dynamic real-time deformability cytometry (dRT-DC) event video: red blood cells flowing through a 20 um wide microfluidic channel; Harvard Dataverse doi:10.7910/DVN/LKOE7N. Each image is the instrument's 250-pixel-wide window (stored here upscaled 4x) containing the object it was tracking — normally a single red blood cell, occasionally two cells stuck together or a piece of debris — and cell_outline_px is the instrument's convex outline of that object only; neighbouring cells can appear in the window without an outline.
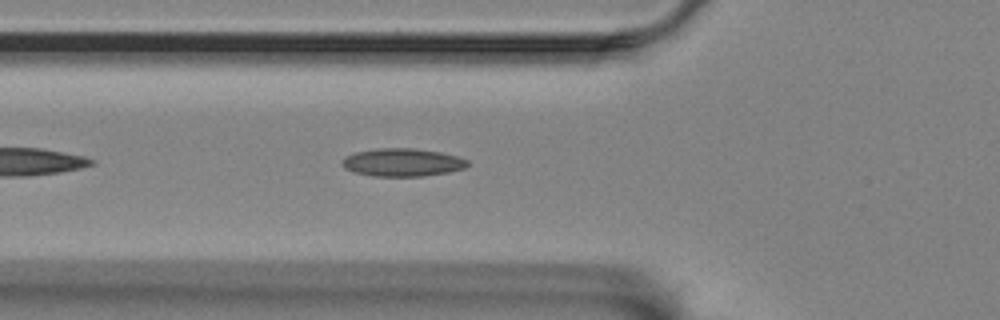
{"species": "Egyptian fruit bat (a non-hibernating species)", "species_latin": "Rousettus aegyptiacus", "temperature_condition": "room temperature", "stored_images_in_passage": 37, "camera_frame_rate_fps": 3000, "um_per_image_px": 0.085, "animal": {"sex": "female"}, "frame": {"image": 1, "passage_image": 6, "time_ms": 1.667, "image_size_px": [1000, 320], "cell_outline_px": [[468, 164], [464, 168], [448, 172], [424, 176], [372, 176], [356, 172], [344, 168], [344, 156], [356, 152], [376, 148], [416, 148], [440, 152], [456, 156], [468, 160]], "centroid_in_image_um": [34.22, 13.79], "position_along_channel_um": 91.6, "area_um2": 20.29}}
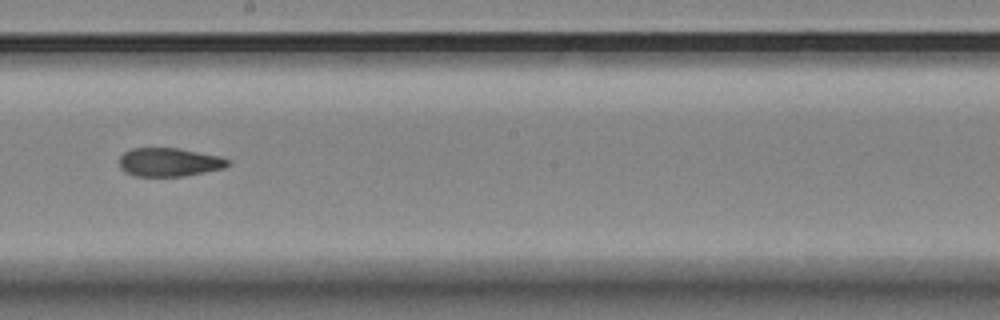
{"frame": {"image": 2, "passage_image": 18, "time_ms": 5.667, "image_size_px": [1000, 320], "cell_outline_px": [[228, 164], [224, 168], [184, 176], [136, 176], [124, 172], [120, 168], [120, 156], [124, 152], [132, 148], [180, 148], [220, 156], [228, 160]], "centroid_in_image_um": [14.35, 13.78], "position_along_channel_um": 233.8, "area_um2": 18.03}}
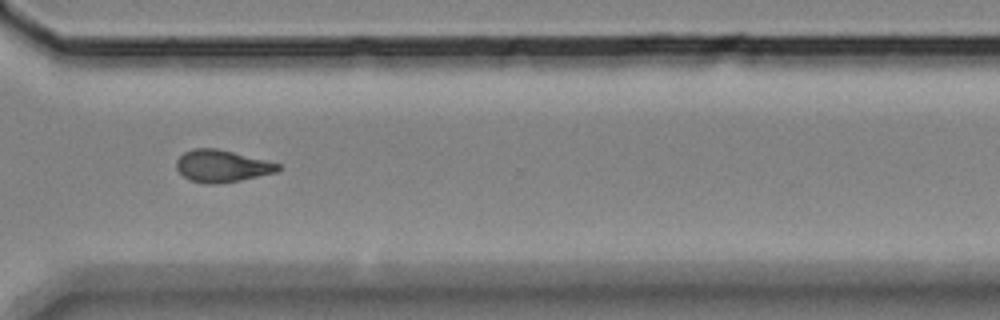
{"frame": {"image": 3, "passage_image": 28, "time_ms": 9.0, "image_size_px": [1000, 320], "cell_outline_px": [[280, 168], [276, 172], [240, 180], [212, 184], [208, 184], [188, 180], [176, 168], [176, 160], [184, 152], [192, 148], [216, 148], [280, 164]], "centroid_in_image_um": [18.81, 14.11], "position_along_channel_um": 351.8, "area_um2": 18.73}, "authors_computed_cell_mechanics": {"area_um2": 18.785, "velocity_mm_per_s": 3.533, "shape_relaxation_time_tau1_ms": null, "shape_relaxation_time_tau2_ms": 3.3428, "deformation_change_tau1": null, "deformation_change_tau2": 0.0993}}